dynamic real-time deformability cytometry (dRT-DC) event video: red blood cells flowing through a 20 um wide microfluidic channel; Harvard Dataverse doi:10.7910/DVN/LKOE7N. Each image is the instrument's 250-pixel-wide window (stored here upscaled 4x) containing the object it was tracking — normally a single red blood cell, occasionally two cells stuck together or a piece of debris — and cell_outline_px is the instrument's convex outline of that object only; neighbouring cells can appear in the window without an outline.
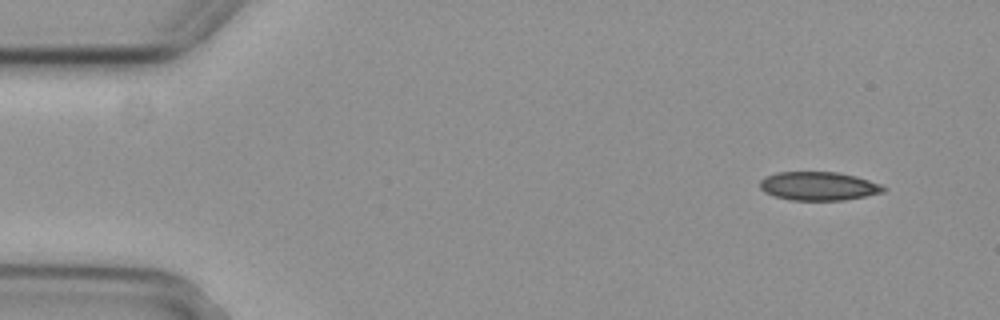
{"species": "common noctule bat (a hibernating species)", "species_latin": "Nyctalus noctula", "temperature_condition": "cold", "stored_images_in_passage": 4, "camera_frame_rate_fps": 3000, "um_per_image_px": 0.085, "animal": {"sex": "female", "body_mass_g": 29.2, "forearm_length_mm": 56.3}, "frame": {"image": 1, "passage_image": 1, "time_ms": 0.0, "image_size_px": [1000, 320], "cell_outline_px": [[888, 188], [884, 192], [844, 200], [792, 200], [776, 196], [764, 192], [760, 188], [760, 180], [764, 176], [776, 172], [840, 172], [856, 176], [880, 184]], "centroid_in_image_um": [69.57, 15.81], "position_along_channel_um": 15.4, "area_um2": 20.63}}
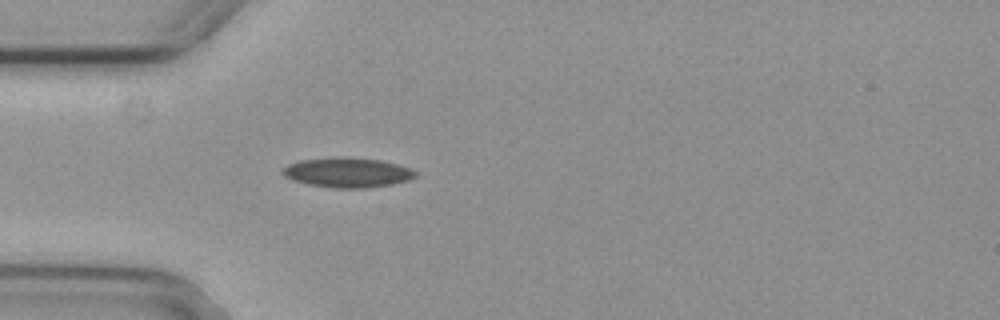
{"frame": {"image": 2, "passage_image": 4, "time_ms": 1.0, "image_size_px": [1000, 320], "cell_outline_px": [[416, 176], [408, 180], [392, 184], [368, 188], [332, 188], [308, 184], [292, 180], [284, 176], [280, 172], [288, 164], [300, 160], [336, 156], [340, 156], [380, 160], [396, 164], [408, 168], [416, 172]], "centroid_in_image_um": [29.48, 14.66], "position_along_channel_um": 55.5, "area_um2": 23.12}}